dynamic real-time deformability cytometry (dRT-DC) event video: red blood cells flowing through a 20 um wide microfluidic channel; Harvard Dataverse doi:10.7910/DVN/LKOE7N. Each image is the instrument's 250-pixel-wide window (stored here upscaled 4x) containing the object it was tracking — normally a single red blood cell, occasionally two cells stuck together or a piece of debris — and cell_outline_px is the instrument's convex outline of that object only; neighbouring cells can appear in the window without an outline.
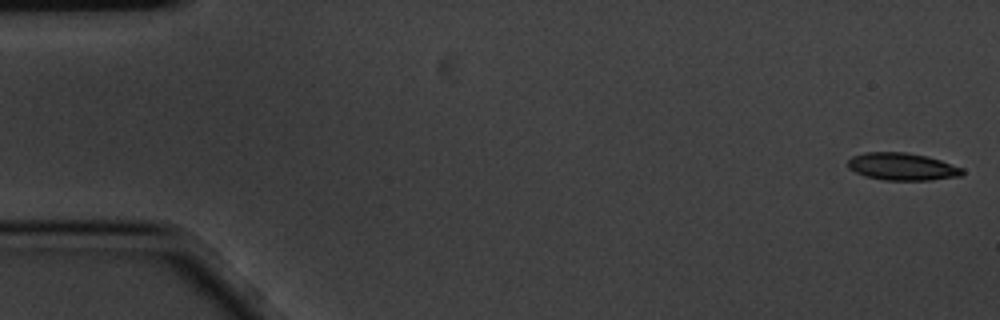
{"species": "common noctule bat (a hibernating species)", "species_latin": "Nyctalus noctula", "temperature_condition": "cold", "stored_images_in_passage": 15, "camera_frame_rate_fps": 3000, "um_per_image_px": 0.085, "animal": {"sex": "male", "body_mass_g": 20.1, "forearm_length_mm": 53.5}, "frame": {"image": 1, "passage_image": 1, "time_ms": 0.0, "image_size_px": [1000, 320], "cell_outline_px": [[964, 172], [960, 176], [932, 180], [884, 180], [864, 176], [848, 168], [848, 160], [852, 156], [864, 152], [904, 152], [928, 156], [964, 168]], "centroid_in_image_um": [76.69, 14.16], "position_along_channel_um": 8.3, "area_um2": 18.38}}
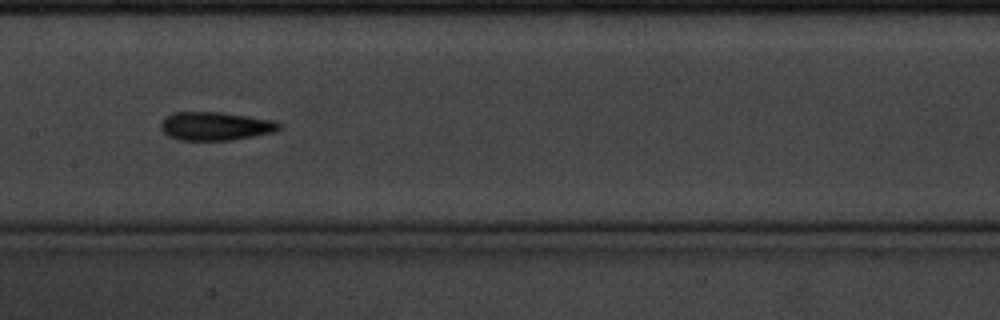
{"frame": {"image": 2, "passage_image": 8, "time_ms": 2.333, "image_size_px": [1000, 320], "cell_outline_px": [[284, 124], [276, 132], [232, 140], [180, 140], [168, 136], [160, 128], [160, 124], [164, 116], [172, 112], [220, 112], [276, 120]], "centroid_in_image_um": [18.34, 10.71], "position_along_channel_um": 189.1, "area_um2": 19.94}}
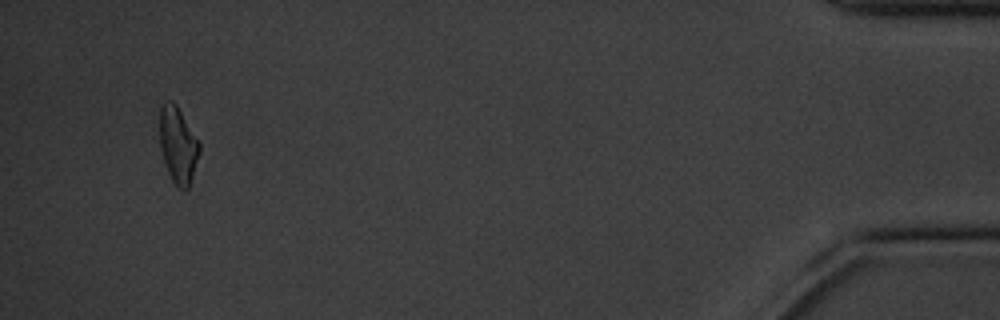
{"frame": {"image": 3, "passage_image": 15, "time_ms": 4.667, "image_size_px": [1000, 320], "cell_outline_px": [[200, 152], [188, 188], [180, 188], [172, 180], [168, 172], [160, 148], [160, 108], [168, 100], [172, 100], [176, 104], [200, 144]], "centroid_in_image_um": [15.12, 12.31], "position_along_channel_um": 420.1, "area_um2": 17.22}}